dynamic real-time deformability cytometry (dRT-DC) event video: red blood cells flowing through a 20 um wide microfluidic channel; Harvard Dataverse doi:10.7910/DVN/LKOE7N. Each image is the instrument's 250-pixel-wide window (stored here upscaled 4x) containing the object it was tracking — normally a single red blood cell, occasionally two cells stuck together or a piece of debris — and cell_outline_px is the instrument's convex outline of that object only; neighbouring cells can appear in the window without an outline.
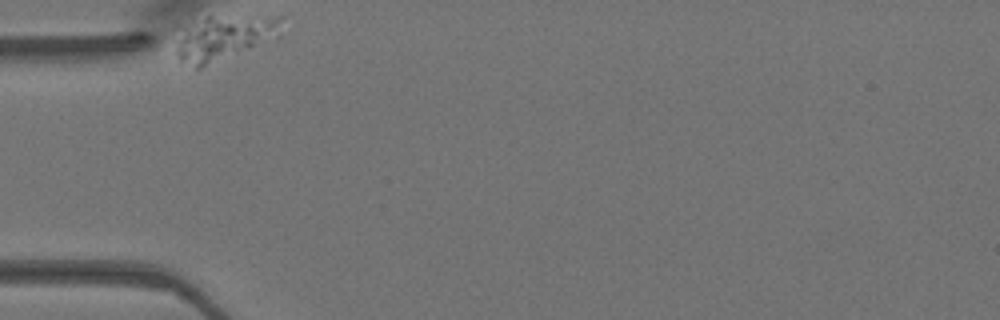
{"species": "Egyptian fruit bat (a non-hibernating species)", "species_latin": "Rousettus aegyptiacus", "temperature_condition": "warm", "stored_images_in_passage": 33, "camera_frame_rate_fps": 3000, "um_per_image_px": 0.085, "animal": {"sex": "female"}, "frame": {"image": 1, "passage_image": 1, "time_ms": 0.0, "image_size_px": [1000, 320], "cell_outline_px": [[284, 16], [272, 32], [252, 44], [236, 52], [200, 68], [196, 68], [180, 60], [176, 52], [176, 40], [208, 16]], "centroid_in_image_um": [18.9, 3.19], "position_along_channel_um": 66.1, "area_um2": 24.45}}
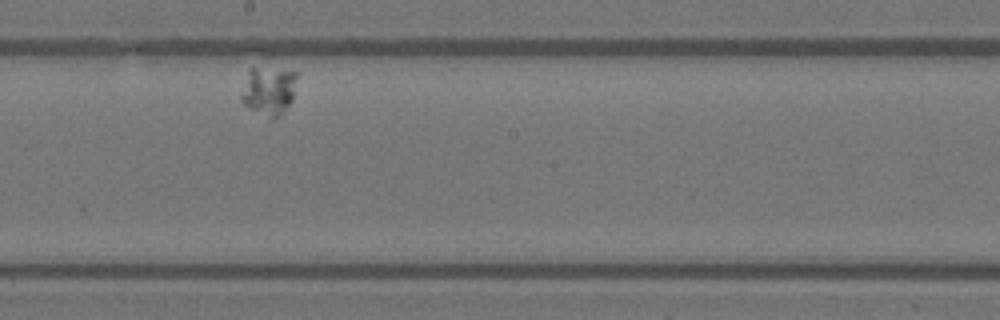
{"frame": {"image": 2, "passage_image": 19, "time_ms": 6.0, "image_size_px": [1000, 320], "cell_outline_px": [[300, 72], [292, 100], [272, 120], [244, 104], [240, 100], [240, 92], [248, 68], [252, 64]], "centroid_in_image_um": [22.81, 7.59], "position_along_channel_um": 225.4, "area_um2": 16.36}}
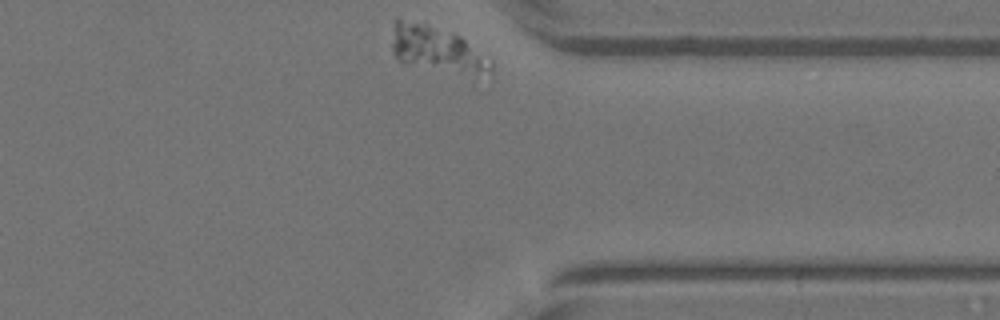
{"frame": {"image": 3, "passage_image": 33, "time_ms": 10.667, "image_size_px": [1000, 320], "cell_outline_px": [[492, 72], [404, 64], [392, 52], [392, 44], [396, 16], [400, 16], [452, 32], [460, 36], [492, 60]], "centroid_in_image_um": [37.01, 4.05], "position_along_channel_um": 374.4, "area_um2": 24.85}}